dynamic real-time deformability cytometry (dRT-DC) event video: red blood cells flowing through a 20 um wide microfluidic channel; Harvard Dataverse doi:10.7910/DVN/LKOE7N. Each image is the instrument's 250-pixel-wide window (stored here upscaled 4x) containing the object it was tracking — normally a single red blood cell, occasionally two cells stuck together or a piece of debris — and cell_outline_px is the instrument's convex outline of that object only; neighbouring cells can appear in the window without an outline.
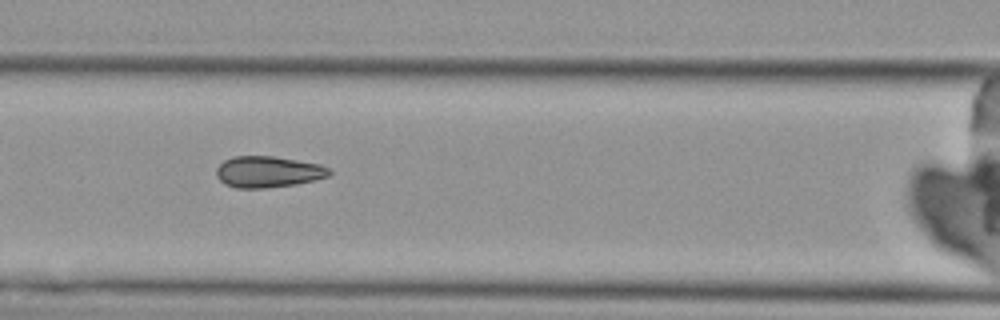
{"species": "Egyptian fruit bat (a non-hibernating species)", "species_latin": "Rousettus aegyptiacus", "temperature_condition": "cold", "stored_images_in_passage": 9, "camera_frame_rate_fps": 3000, "um_per_image_px": 0.085, "animal": {"sex": "female"}, "frame": {"image": 1, "passage_image": 6, "time_ms": 6.667, "image_size_px": [1000, 320], "cell_outline_px": [[332, 172], [328, 176], [316, 180], [296, 184], [264, 188], [236, 188], [224, 184], [216, 176], [216, 168], [224, 160], [232, 156], [272, 156], [320, 164], [328, 168]], "centroid_in_image_um": [22.76, 14.61], "position_along_channel_um": 143.8, "area_um2": 20.63}}
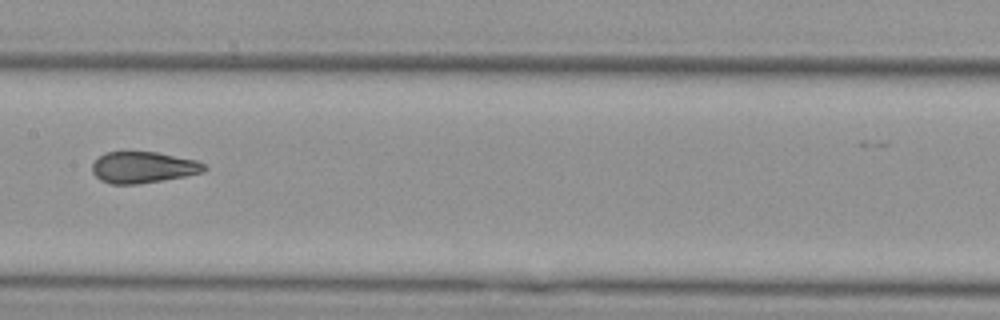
{"frame": {"image": 2, "passage_image": 7, "time_ms": 8.0, "image_size_px": [1000, 320], "cell_outline_px": [[208, 168], [204, 172], [184, 176], [140, 184], [112, 184], [100, 180], [92, 172], [92, 164], [104, 152], [156, 152], [196, 160], [204, 164]], "centroid_in_image_um": [12.17, 14.23], "position_along_channel_um": 195.2, "area_um2": 20.4}}
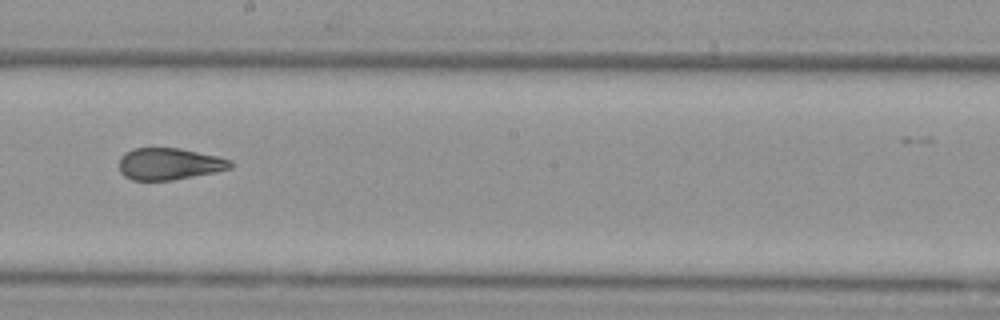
{"frame": {"image": 3, "passage_image": 8, "time_ms": 9.0, "image_size_px": [1000, 320], "cell_outline_px": [[232, 168], [216, 172], [172, 180], [132, 180], [124, 176], [120, 172], [120, 156], [124, 152], [132, 148], [180, 148], [216, 156], [232, 160]], "centroid_in_image_um": [14.37, 13.93], "position_along_channel_um": 233.8, "area_um2": 20.69}}